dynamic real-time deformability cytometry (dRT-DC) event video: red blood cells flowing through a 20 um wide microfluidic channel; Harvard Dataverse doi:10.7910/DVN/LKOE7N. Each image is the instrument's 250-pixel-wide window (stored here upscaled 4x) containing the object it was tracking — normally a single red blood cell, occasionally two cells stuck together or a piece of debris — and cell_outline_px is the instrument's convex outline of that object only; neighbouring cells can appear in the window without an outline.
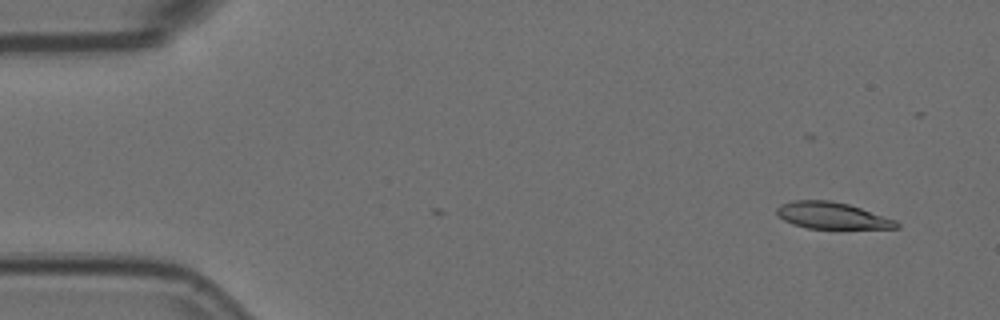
{"species": "Egyptian fruit bat (a non-hibernating species)", "species_latin": "Rousettus aegyptiacus", "temperature_condition": "room temperature", "stored_images_in_passage": 6, "camera_frame_rate_fps": 3000, "um_per_image_px": 0.085, "animal": {"sex": "female"}, "frame": {"image": 1, "passage_image": 1, "time_ms": 0.0, "image_size_px": [1000, 320], "cell_outline_px": [[900, 228], [808, 228], [792, 224], [776, 216], [776, 208], [780, 204], [792, 200], [832, 200], [848, 204], [896, 220], [900, 224]], "centroid_in_image_um": [70.67, 18.31], "position_along_channel_um": 14.3, "area_um2": 18.55}}
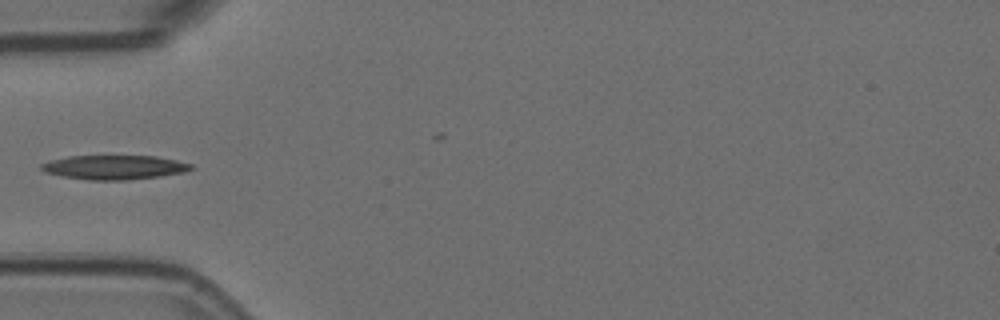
{"frame": {"image": 2, "passage_image": 5, "time_ms": 1.333, "image_size_px": [1000, 320], "cell_outline_px": [[196, 168], [184, 172], [160, 176], [128, 180], [88, 180], [60, 176], [44, 172], [40, 168], [40, 164], [52, 160], [68, 156], [156, 156], [176, 160], [192, 164]], "centroid_in_image_um": [9.72, 14.22], "position_along_channel_um": 75.3, "area_um2": 21.27}}
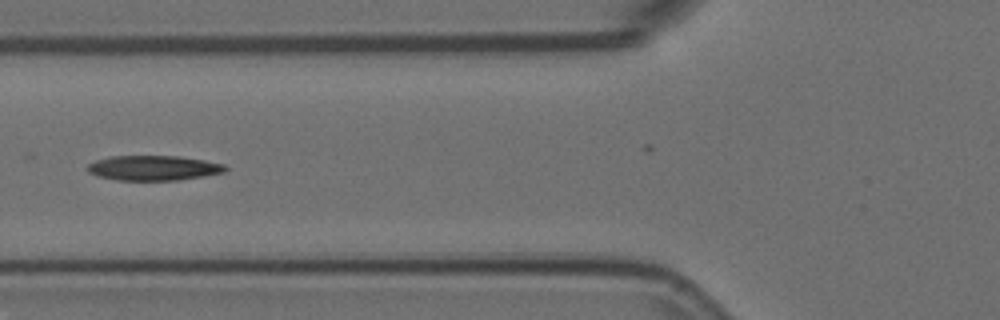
{"frame": {"image": 3, "passage_image": 6, "time_ms": 1.667, "image_size_px": [1000, 320], "cell_outline_px": [[228, 168], [224, 172], [204, 176], [180, 180], [116, 180], [96, 176], [88, 172], [84, 168], [88, 164], [96, 160], [112, 156], [176, 156], [204, 160], [224, 164]], "centroid_in_image_um": [13.01, 14.28], "position_along_channel_um": 112.8, "area_um2": 20.11}}